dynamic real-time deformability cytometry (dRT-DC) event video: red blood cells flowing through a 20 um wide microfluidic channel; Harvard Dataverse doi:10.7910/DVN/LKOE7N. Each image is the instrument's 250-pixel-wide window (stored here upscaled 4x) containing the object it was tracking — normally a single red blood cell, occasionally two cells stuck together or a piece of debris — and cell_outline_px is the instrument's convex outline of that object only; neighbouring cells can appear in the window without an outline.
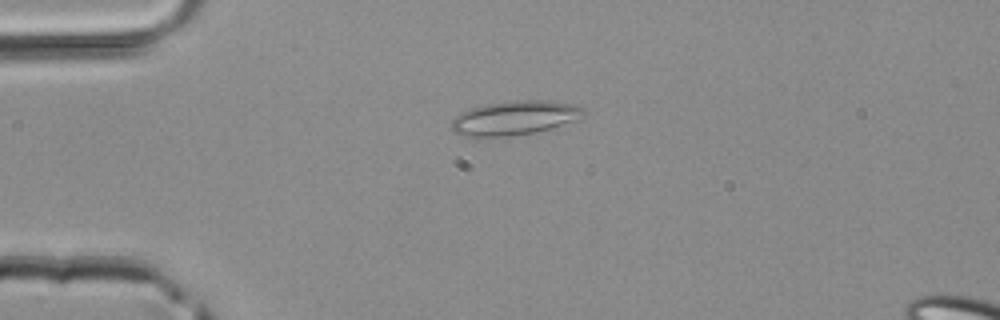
{"species": "common noctule bat (a hibernating species)", "species_latin": "Nyctalus noctula", "temperature_condition": "room temperature", "stored_images_in_passage": 2, "camera_frame_rate_fps": 3000, "um_per_image_px": 0.085, "animal": {"sex": "male", "body_mass_g": 20.4}, "frame": {"image": 1, "passage_image": 1, "time_ms": 0.0, "image_size_px": [1000, 320], "cell_outline_px": [[588, 112], [572, 120], [536, 132], [508, 136], [460, 136], [452, 128], [452, 120], [460, 112], [484, 104], [516, 100], [552, 100], [576, 104], [584, 108]], "centroid_in_image_um": [43.74, 10.0], "position_along_channel_um": 41.3, "area_um2": 26.07}}